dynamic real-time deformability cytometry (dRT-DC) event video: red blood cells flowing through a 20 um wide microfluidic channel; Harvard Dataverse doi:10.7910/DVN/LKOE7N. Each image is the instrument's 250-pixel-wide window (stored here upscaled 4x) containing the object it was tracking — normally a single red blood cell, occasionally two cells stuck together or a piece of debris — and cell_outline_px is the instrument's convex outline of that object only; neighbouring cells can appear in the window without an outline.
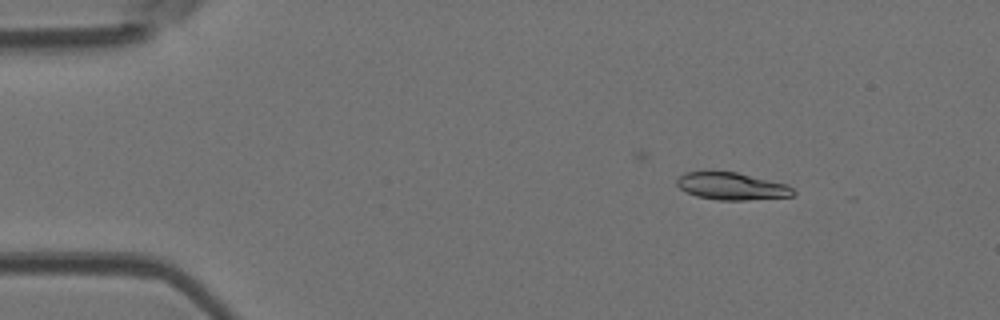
{"species": "Egyptian fruit bat (a non-hibernating species)", "species_latin": "Rousettus aegyptiacus", "temperature_condition": "room temperature", "stored_images_in_passage": 3, "camera_frame_rate_fps": 3000, "um_per_image_px": 0.085, "animal": {"sex": "female"}, "frame": {"image": 1, "passage_image": 1, "time_ms": 0.0, "image_size_px": [1000, 320], "cell_outline_px": [[796, 196], [744, 200], [720, 200], [696, 196], [680, 188], [676, 184], [676, 180], [684, 172], [736, 172], [788, 184], [796, 192]], "centroid_in_image_um": [62.24, 15.83], "position_along_channel_um": 22.8, "area_um2": 18.44}}
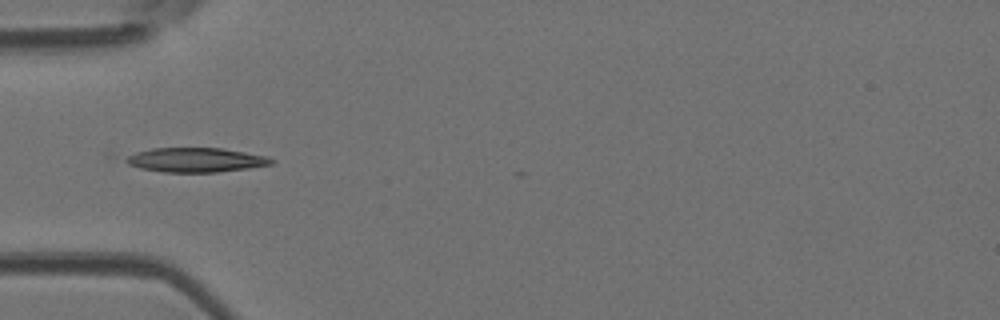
{"frame": {"image": 2, "passage_image": 3, "time_ms": 0.667, "image_size_px": [1000, 320], "cell_outline_px": [[276, 160], [272, 164], [248, 168], [216, 172], [164, 172], [140, 168], [128, 164], [120, 160], [136, 152], [152, 148], [224, 148], [268, 156]], "centroid_in_image_um": [16.64, 13.59], "position_along_channel_um": 68.4, "area_um2": 20.81}}